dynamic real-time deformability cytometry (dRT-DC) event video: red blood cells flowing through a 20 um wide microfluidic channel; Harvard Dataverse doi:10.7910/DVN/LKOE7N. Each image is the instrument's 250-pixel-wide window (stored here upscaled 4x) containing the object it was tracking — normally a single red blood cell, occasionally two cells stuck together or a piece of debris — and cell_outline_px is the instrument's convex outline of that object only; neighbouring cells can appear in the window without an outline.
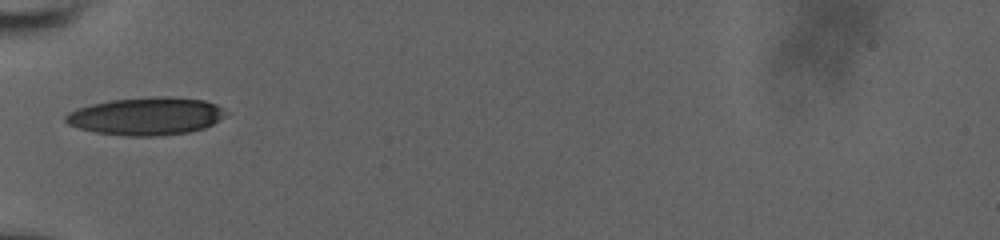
{"species": "human", "species_latin": "Homo sapiens", "temperature_condition": "room temperature", "stored_images_in_passage": 63, "camera_frame_rate_fps": 3000, "um_per_image_px": 0.085, "donor": {"sex": "male"}, "frame": {"image": 1, "passage_image": 1, "time_ms": 0.0, "image_size_px": [1000, 240], "cell_outline_px": [[228, 112], [220, 120], [204, 128], [188, 132], [160, 136], [128, 136], [96, 132], [80, 128], [68, 124], [64, 120], [64, 116], [68, 112], [76, 108], [92, 104], [112, 100], [152, 96], [168, 96], [204, 100], [216, 104], [224, 108]], "centroid_in_image_um": [12.44, 9.87], "position_along_channel_um": 72.6, "area_um2": 35.37}}
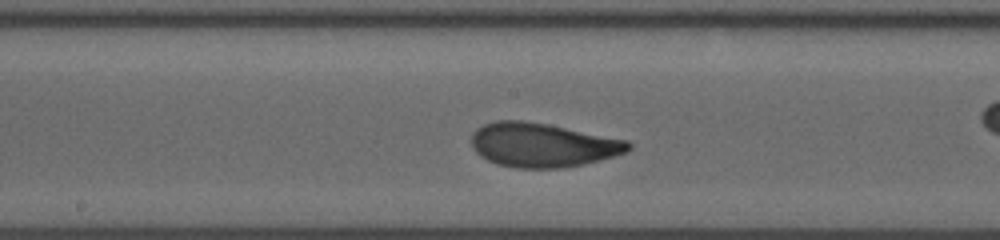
{"frame": {"image": 2, "passage_image": 19, "time_ms": 2.333, "image_size_px": [1000, 240], "cell_outline_px": [[632, 148], [628, 152], [600, 160], [584, 164], [560, 168], [516, 168], [496, 164], [480, 156], [472, 148], [472, 132], [476, 128], [484, 124], [496, 120], [524, 120], [548, 124], [628, 140], [632, 144]], "centroid_in_image_um": [46.12, 12.32], "position_along_channel_um": 202.1, "area_um2": 40.63}}
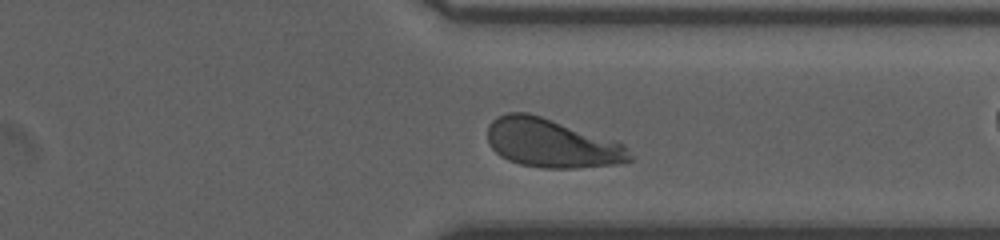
{"frame": {"image": 3, "passage_image": 53, "time_ms": 6.667, "image_size_px": [1000, 240], "cell_outline_px": [[632, 160], [612, 164], [576, 168], [544, 168], [520, 164], [508, 160], [500, 156], [488, 144], [488, 124], [496, 116], [508, 112], [528, 112], [616, 140], [624, 144], [628, 148], [632, 156]], "centroid_in_image_um": [46.87, 12.16], "position_along_channel_um": 364.5, "area_um2": 40.46}}